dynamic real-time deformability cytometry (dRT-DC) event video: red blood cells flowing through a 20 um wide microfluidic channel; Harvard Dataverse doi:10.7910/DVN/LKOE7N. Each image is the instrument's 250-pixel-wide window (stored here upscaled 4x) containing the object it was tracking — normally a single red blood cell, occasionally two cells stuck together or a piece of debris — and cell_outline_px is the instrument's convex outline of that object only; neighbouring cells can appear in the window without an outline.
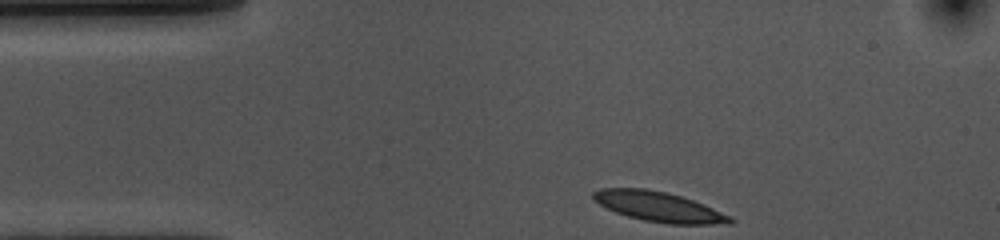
{"species": "common noctule bat (a hibernating species)", "species_latin": "Nyctalus noctula", "temperature_condition": "cold", "stored_images_in_passage": 35, "camera_frame_rate_fps": 3000, "um_per_image_px": 0.085, "animal": {"sex": "female", "body_mass_g": 10.0, "forearm_length_mm": 53.1}, "frame": {"image": 1, "passage_image": 1, "time_ms": 0.0, "image_size_px": [1000, 240], "cell_outline_px": [[736, 220], [732, 224], [668, 224], [644, 220], [628, 216], [616, 212], [600, 204], [592, 196], [592, 192], [600, 188], [644, 188], [664, 192], [680, 196], [704, 204], [732, 216]], "centroid_in_image_um": [56.05, 17.58], "position_along_channel_um": 28.9, "area_um2": 23.76}}
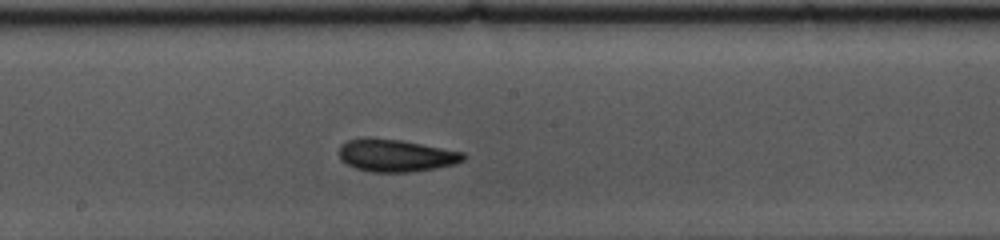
{"frame": {"image": 2, "passage_image": 20, "time_ms": 6.333, "image_size_px": [1000, 240], "cell_outline_px": [[468, 156], [464, 160], [456, 164], [436, 168], [412, 172], [372, 172], [356, 168], [340, 160], [340, 144], [348, 140], [364, 136], [368, 136], [404, 140], [464, 152]], "centroid_in_image_um": [33.67, 13.19], "position_along_channel_um": 214.5, "area_um2": 23.99}}
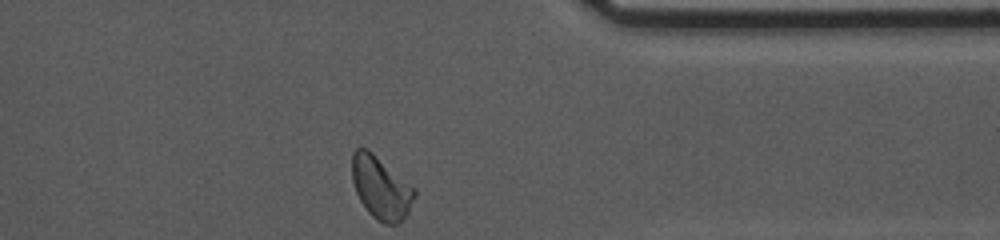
{"frame": {"image": 3, "passage_image": 35, "time_ms": 11.333, "image_size_px": [1000, 240], "cell_outline_px": [[416, 196], [408, 212], [396, 224], [384, 224], [376, 220], [368, 212], [360, 200], [356, 192], [352, 180], [352, 152], [356, 148], [368, 148], [416, 188]], "centroid_in_image_um": [32.38, 15.94], "position_along_channel_um": 379.0, "area_um2": 22.95}, "authors_computed_cell_mechanics": {"area_um2": 23.2356, "velocity_mm_per_s": 3.557, "shape_relaxation_time_tau1_ms": 4.1066, "shape_relaxation_time_tau2_ms": 2.7018, "deformation_change_tau1": 0.1057, "deformation_change_tau2": 0.0771}}